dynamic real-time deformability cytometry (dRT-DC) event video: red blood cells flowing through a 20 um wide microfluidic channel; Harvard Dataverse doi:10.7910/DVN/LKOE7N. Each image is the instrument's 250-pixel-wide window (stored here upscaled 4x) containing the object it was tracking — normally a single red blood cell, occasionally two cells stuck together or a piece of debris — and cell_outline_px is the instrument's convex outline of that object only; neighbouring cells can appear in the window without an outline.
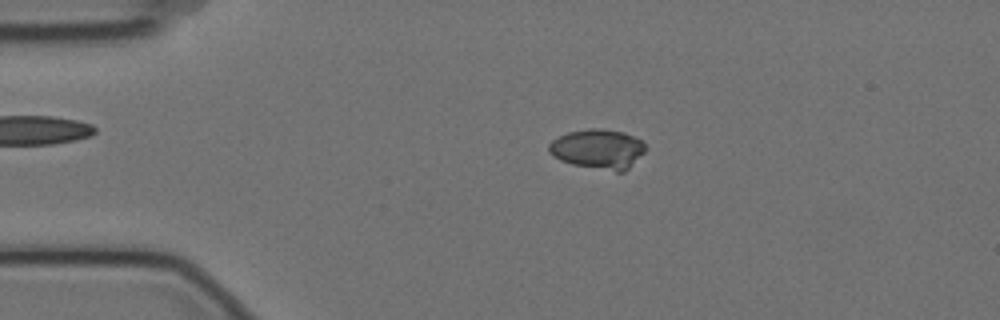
{"species": "Egyptian fruit bat (a non-hibernating species)", "species_latin": "Rousettus aegyptiacus", "temperature_condition": "cold", "stored_images_in_passage": 13, "camera_frame_rate_fps": 3000, "um_per_image_px": 0.085, "animal": {"sex": "female"}, "frame": {"image": 1, "passage_image": 2, "time_ms": 0.333, "image_size_px": [1000, 320], "cell_outline_px": [[648, 148], [624, 172], [616, 172], [572, 164], [560, 160], [548, 152], [548, 144], [552, 140], [568, 132], [588, 128], [600, 128], [624, 132], [640, 140]], "centroid_in_image_um": [50.82, 12.66], "position_along_channel_um": 34.2, "area_um2": 22.37}}
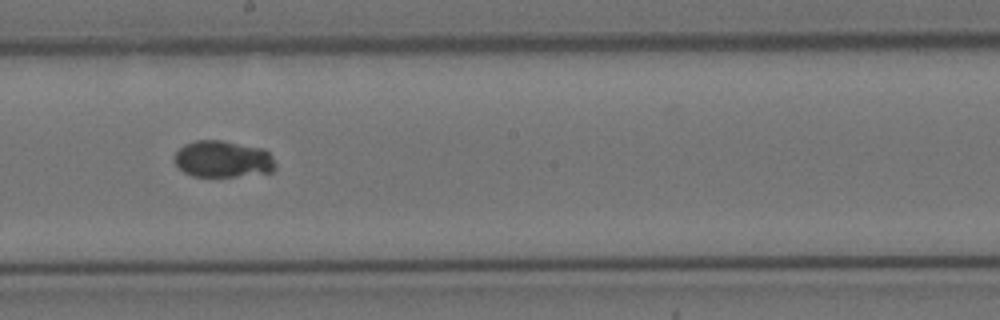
{"frame": {"image": 2, "passage_image": 7, "time_ms": 2.0, "image_size_px": [1000, 320], "cell_outline_px": [[276, 168], [272, 172], [236, 176], [192, 176], [184, 172], [176, 164], [172, 156], [184, 144], [196, 140], [220, 140], [264, 148], [272, 156], [276, 164]], "centroid_in_image_um": [18.95, 13.52], "position_along_channel_um": 229.3, "area_um2": 21.73}}
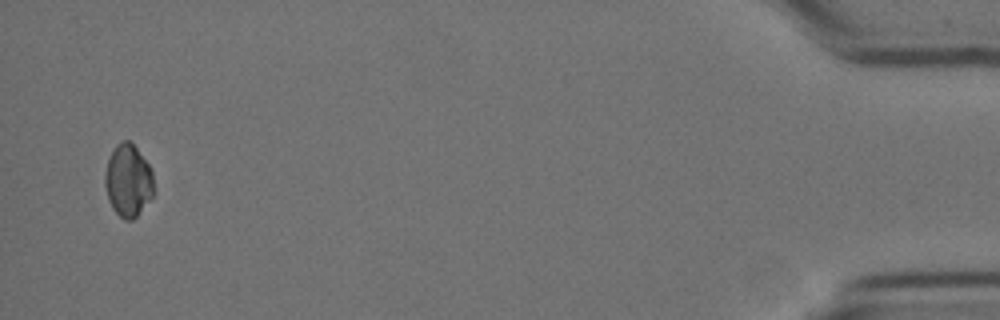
{"frame": {"image": 3, "passage_image": 13, "time_ms": 4.0, "image_size_px": [1000, 320], "cell_outline_px": [[152, 196], [136, 216], [132, 220], [124, 220], [112, 208], [108, 200], [104, 184], [104, 176], [108, 160], [116, 144], [120, 140], [128, 140], [136, 148], [152, 168]], "centroid_in_image_um": [10.86, 15.34], "position_along_channel_um": 424.3, "area_um2": 20.4}}